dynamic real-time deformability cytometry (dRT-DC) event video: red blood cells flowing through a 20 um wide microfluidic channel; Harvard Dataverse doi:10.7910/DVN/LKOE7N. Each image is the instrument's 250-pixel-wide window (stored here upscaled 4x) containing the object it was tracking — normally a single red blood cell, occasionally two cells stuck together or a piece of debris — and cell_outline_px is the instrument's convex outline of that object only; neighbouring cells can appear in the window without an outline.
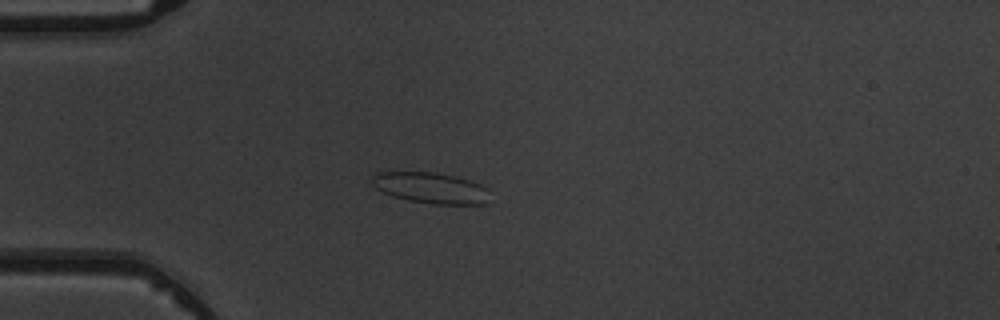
{"species": "common noctule bat (a hibernating species)", "species_latin": "Nyctalus noctula", "temperature_condition": "warm", "stored_images_in_passage": 4, "camera_frame_rate_fps": 3000, "um_per_image_px": 0.085, "animal": {"sex": "male", "body_mass_g": 19.5, "forearm_length_mm": 54.6}, "frame": {"image": 1, "passage_image": 3, "time_ms": 2.333, "image_size_px": [1000, 320], "cell_outline_px": [[488, 204], [432, 204], [408, 200], [392, 196], [376, 188], [372, 184], [372, 176], [380, 172], [436, 172], [456, 176], [480, 184], [488, 188]], "centroid_in_image_um": [36.64, 15.97], "position_along_channel_um": 48.4, "area_um2": 21.27}}